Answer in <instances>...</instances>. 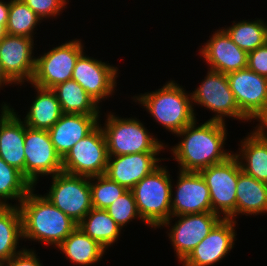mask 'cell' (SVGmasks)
<instances>
[{"mask_svg":"<svg viewBox=\"0 0 267 266\" xmlns=\"http://www.w3.org/2000/svg\"><path fill=\"white\" fill-rule=\"evenodd\" d=\"M176 217L180 219L171 226L168 235L176 251L178 261L182 263L222 219V216L213 212H203Z\"/></svg>","mask_w":267,"mask_h":266,"instance_id":"14","label":"cell"},{"mask_svg":"<svg viewBox=\"0 0 267 266\" xmlns=\"http://www.w3.org/2000/svg\"><path fill=\"white\" fill-rule=\"evenodd\" d=\"M42 20L23 0H10L7 34L25 36L33 39L36 25Z\"/></svg>","mask_w":267,"mask_h":266,"instance_id":"31","label":"cell"},{"mask_svg":"<svg viewBox=\"0 0 267 266\" xmlns=\"http://www.w3.org/2000/svg\"><path fill=\"white\" fill-rule=\"evenodd\" d=\"M9 105L2 103L0 114V157L25 177V123Z\"/></svg>","mask_w":267,"mask_h":266,"instance_id":"18","label":"cell"},{"mask_svg":"<svg viewBox=\"0 0 267 266\" xmlns=\"http://www.w3.org/2000/svg\"><path fill=\"white\" fill-rule=\"evenodd\" d=\"M210 70L228 74L247 67L248 53L239 48L224 29L217 30L201 48Z\"/></svg>","mask_w":267,"mask_h":266,"instance_id":"20","label":"cell"},{"mask_svg":"<svg viewBox=\"0 0 267 266\" xmlns=\"http://www.w3.org/2000/svg\"><path fill=\"white\" fill-rule=\"evenodd\" d=\"M106 120L101 128L105 135L108 156L160 152L166 147L153 135H149L137 118L124 119L111 113Z\"/></svg>","mask_w":267,"mask_h":266,"instance_id":"5","label":"cell"},{"mask_svg":"<svg viewBox=\"0 0 267 266\" xmlns=\"http://www.w3.org/2000/svg\"><path fill=\"white\" fill-rule=\"evenodd\" d=\"M256 128L250 133L251 135L248 134V137L241 141L239 152L241 155L235 153L234 156L242 172L267 183V132L265 131L267 126L257 125Z\"/></svg>","mask_w":267,"mask_h":266,"instance_id":"22","label":"cell"},{"mask_svg":"<svg viewBox=\"0 0 267 266\" xmlns=\"http://www.w3.org/2000/svg\"><path fill=\"white\" fill-rule=\"evenodd\" d=\"M176 193L171 198V218L185 214L212 212L209 188L199 172L179 170Z\"/></svg>","mask_w":267,"mask_h":266,"instance_id":"16","label":"cell"},{"mask_svg":"<svg viewBox=\"0 0 267 266\" xmlns=\"http://www.w3.org/2000/svg\"><path fill=\"white\" fill-rule=\"evenodd\" d=\"M33 47V39L25 36L7 34L0 40V63L14 84L31 82L36 61L32 55Z\"/></svg>","mask_w":267,"mask_h":266,"instance_id":"13","label":"cell"},{"mask_svg":"<svg viewBox=\"0 0 267 266\" xmlns=\"http://www.w3.org/2000/svg\"><path fill=\"white\" fill-rule=\"evenodd\" d=\"M83 50L81 41L75 39L36 58L31 85L52 89L60 83L71 80L76 60Z\"/></svg>","mask_w":267,"mask_h":266,"instance_id":"10","label":"cell"},{"mask_svg":"<svg viewBox=\"0 0 267 266\" xmlns=\"http://www.w3.org/2000/svg\"><path fill=\"white\" fill-rule=\"evenodd\" d=\"M33 86L37 96L23 122L33 129L49 130L63 114L60 103L52 89Z\"/></svg>","mask_w":267,"mask_h":266,"instance_id":"23","label":"cell"},{"mask_svg":"<svg viewBox=\"0 0 267 266\" xmlns=\"http://www.w3.org/2000/svg\"><path fill=\"white\" fill-rule=\"evenodd\" d=\"M202 84L191 94V101L212 112L214 117L209 120L225 122V117L233 119H248L240 112L235 97L230 89L226 74L208 69Z\"/></svg>","mask_w":267,"mask_h":266,"instance_id":"12","label":"cell"},{"mask_svg":"<svg viewBox=\"0 0 267 266\" xmlns=\"http://www.w3.org/2000/svg\"><path fill=\"white\" fill-rule=\"evenodd\" d=\"M10 2L0 0V22L7 26Z\"/></svg>","mask_w":267,"mask_h":266,"instance_id":"37","label":"cell"},{"mask_svg":"<svg viewBox=\"0 0 267 266\" xmlns=\"http://www.w3.org/2000/svg\"><path fill=\"white\" fill-rule=\"evenodd\" d=\"M99 115L63 113L48 130L57 154L63 159L70 149L98 124Z\"/></svg>","mask_w":267,"mask_h":266,"instance_id":"21","label":"cell"},{"mask_svg":"<svg viewBox=\"0 0 267 266\" xmlns=\"http://www.w3.org/2000/svg\"><path fill=\"white\" fill-rule=\"evenodd\" d=\"M235 224L222 218L183 261V266H211L220 262L233 248Z\"/></svg>","mask_w":267,"mask_h":266,"instance_id":"17","label":"cell"},{"mask_svg":"<svg viewBox=\"0 0 267 266\" xmlns=\"http://www.w3.org/2000/svg\"><path fill=\"white\" fill-rule=\"evenodd\" d=\"M33 187L18 205L23 239L36 240L58 247L77 227V223Z\"/></svg>","mask_w":267,"mask_h":266,"instance_id":"2","label":"cell"},{"mask_svg":"<svg viewBox=\"0 0 267 266\" xmlns=\"http://www.w3.org/2000/svg\"><path fill=\"white\" fill-rule=\"evenodd\" d=\"M106 250L117 241L121 227L104 209L92 208L77 225Z\"/></svg>","mask_w":267,"mask_h":266,"instance_id":"27","label":"cell"},{"mask_svg":"<svg viewBox=\"0 0 267 266\" xmlns=\"http://www.w3.org/2000/svg\"><path fill=\"white\" fill-rule=\"evenodd\" d=\"M196 122L195 119L176 134L182 136L183 140L171 148L181 171L199 172L233 155L223 149L227 138L225 122L208 120L198 127Z\"/></svg>","mask_w":267,"mask_h":266,"instance_id":"1","label":"cell"},{"mask_svg":"<svg viewBox=\"0 0 267 266\" xmlns=\"http://www.w3.org/2000/svg\"><path fill=\"white\" fill-rule=\"evenodd\" d=\"M226 75L240 112L267 126V78L248 67Z\"/></svg>","mask_w":267,"mask_h":266,"instance_id":"9","label":"cell"},{"mask_svg":"<svg viewBox=\"0 0 267 266\" xmlns=\"http://www.w3.org/2000/svg\"><path fill=\"white\" fill-rule=\"evenodd\" d=\"M37 257L34 251L22 248V251L5 262V266H42Z\"/></svg>","mask_w":267,"mask_h":266,"instance_id":"36","label":"cell"},{"mask_svg":"<svg viewBox=\"0 0 267 266\" xmlns=\"http://www.w3.org/2000/svg\"><path fill=\"white\" fill-rule=\"evenodd\" d=\"M106 211L121 228L132 219L140 218L131 190H126Z\"/></svg>","mask_w":267,"mask_h":266,"instance_id":"33","label":"cell"},{"mask_svg":"<svg viewBox=\"0 0 267 266\" xmlns=\"http://www.w3.org/2000/svg\"><path fill=\"white\" fill-rule=\"evenodd\" d=\"M117 71V67L91 58L83 52L76 60L71 79L79 83L99 104L114 92Z\"/></svg>","mask_w":267,"mask_h":266,"instance_id":"15","label":"cell"},{"mask_svg":"<svg viewBox=\"0 0 267 266\" xmlns=\"http://www.w3.org/2000/svg\"><path fill=\"white\" fill-rule=\"evenodd\" d=\"M57 248L67 256L66 259L82 266L97 263L106 250L78 226Z\"/></svg>","mask_w":267,"mask_h":266,"instance_id":"25","label":"cell"},{"mask_svg":"<svg viewBox=\"0 0 267 266\" xmlns=\"http://www.w3.org/2000/svg\"><path fill=\"white\" fill-rule=\"evenodd\" d=\"M22 235V219L18 205L0 206V260L6 262L16 251Z\"/></svg>","mask_w":267,"mask_h":266,"instance_id":"28","label":"cell"},{"mask_svg":"<svg viewBox=\"0 0 267 266\" xmlns=\"http://www.w3.org/2000/svg\"><path fill=\"white\" fill-rule=\"evenodd\" d=\"M240 172L241 167L234 154L221 163L199 171L209 188L212 212L219 216L220 213L224 214V219L237 218L236 186Z\"/></svg>","mask_w":267,"mask_h":266,"instance_id":"6","label":"cell"},{"mask_svg":"<svg viewBox=\"0 0 267 266\" xmlns=\"http://www.w3.org/2000/svg\"><path fill=\"white\" fill-rule=\"evenodd\" d=\"M63 113L100 115L98 103L74 80H68L52 88Z\"/></svg>","mask_w":267,"mask_h":266,"instance_id":"26","label":"cell"},{"mask_svg":"<svg viewBox=\"0 0 267 266\" xmlns=\"http://www.w3.org/2000/svg\"><path fill=\"white\" fill-rule=\"evenodd\" d=\"M25 178L34 187L39 176L62 172V158L51 142L48 130L33 129L25 124Z\"/></svg>","mask_w":267,"mask_h":266,"instance_id":"11","label":"cell"},{"mask_svg":"<svg viewBox=\"0 0 267 266\" xmlns=\"http://www.w3.org/2000/svg\"><path fill=\"white\" fill-rule=\"evenodd\" d=\"M0 266H5V262L0 260Z\"/></svg>","mask_w":267,"mask_h":266,"instance_id":"40","label":"cell"},{"mask_svg":"<svg viewBox=\"0 0 267 266\" xmlns=\"http://www.w3.org/2000/svg\"><path fill=\"white\" fill-rule=\"evenodd\" d=\"M175 81H169L154 92L134 96L166 130L177 134L195 119L191 94ZM136 97V98H135Z\"/></svg>","mask_w":267,"mask_h":266,"instance_id":"3","label":"cell"},{"mask_svg":"<svg viewBox=\"0 0 267 266\" xmlns=\"http://www.w3.org/2000/svg\"><path fill=\"white\" fill-rule=\"evenodd\" d=\"M159 153L143 152L108 156L105 175L127 190H131L142 178L159 166L158 161L161 159L156 157Z\"/></svg>","mask_w":267,"mask_h":266,"instance_id":"19","label":"cell"},{"mask_svg":"<svg viewBox=\"0 0 267 266\" xmlns=\"http://www.w3.org/2000/svg\"><path fill=\"white\" fill-rule=\"evenodd\" d=\"M7 35L6 26L0 22V40Z\"/></svg>","mask_w":267,"mask_h":266,"instance_id":"39","label":"cell"},{"mask_svg":"<svg viewBox=\"0 0 267 266\" xmlns=\"http://www.w3.org/2000/svg\"><path fill=\"white\" fill-rule=\"evenodd\" d=\"M107 163V143L101 124L79 140L62 159L63 172L89 178L105 174Z\"/></svg>","mask_w":267,"mask_h":266,"instance_id":"7","label":"cell"},{"mask_svg":"<svg viewBox=\"0 0 267 266\" xmlns=\"http://www.w3.org/2000/svg\"><path fill=\"white\" fill-rule=\"evenodd\" d=\"M172 186L168 170L160 165L131 189L140 220L152 228L170 225Z\"/></svg>","mask_w":267,"mask_h":266,"instance_id":"4","label":"cell"},{"mask_svg":"<svg viewBox=\"0 0 267 266\" xmlns=\"http://www.w3.org/2000/svg\"><path fill=\"white\" fill-rule=\"evenodd\" d=\"M247 67L258 75L267 78V42L248 52Z\"/></svg>","mask_w":267,"mask_h":266,"instance_id":"35","label":"cell"},{"mask_svg":"<svg viewBox=\"0 0 267 266\" xmlns=\"http://www.w3.org/2000/svg\"><path fill=\"white\" fill-rule=\"evenodd\" d=\"M32 188V184L21 171L8 165L0 157V206H11L7 199L18 200L19 205Z\"/></svg>","mask_w":267,"mask_h":266,"instance_id":"30","label":"cell"},{"mask_svg":"<svg viewBox=\"0 0 267 266\" xmlns=\"http://www.w3.org/2000/svg\"><path fill=\"white\" fill-rule=\"evenodd\" d=\"M2 83L3 84H14L8 77L7 75L4 73L3 69H2V66H1V63H0V87L2 86Z\"/></svg>","mask_w":267,"mask_h":266,"instance_id":"38","label":"cell"},{"mask_svg":"<svg viewBox=\"0 0 267 266\" xmlns=\"http://www.w3.org/2000/svg\"><path fill=\"white\" fill-rule=\"evenodd\" d=\"M224 30L231 40L247 53L267 42V24L262 19L253 22L242 20Z\"/></svg>","mask_w":267,"mask_h":266,"instance_id":"29","label":"cell"},{"mask_svg":"<svg viewBox=\"0 0 267 266\" xmlns=\"http://www.w3.org/2000/svg\"><path fill=\"white\" fill-rule=\"evenodd\" d=\"M51 177V188L44 196L78 224L93 208L90 178L63 171Z\"/></svg>","mask_w":267,"mask_h":266,"instance_id":"8","label":"cell"},{"mask_svg":"<svg viewBox=\"0 0 267 266\" xmlns=\"http://www.w3.org/2000/svg\"><path fill=\"white\" fill-rule=\"evenodd\" d=\"M126 190L124 186L111 180L105 174L90 177V192L93 208L106 210Z\"/></svg>","mask_w":267,"mask_h":266,"instance_id":"32","label":"cell"},{"mask_svg":"<svg viewBox=\"0 0 267 266\" xmlns=\"http://www.w3.org/2000/svg\"><path fill=\"white\" fill-rule=\"evenodd\" d=\"M24 3L36 13L42 20L43 18L55 17L62 12L66 6V0H23Z\"/></svg>","mask_w":267,"mask_h":266,"instance_id":"34","label":"cell"},{"mask_svg":"<svg viewBox=\"0 0 267 266\" xmlns=\"http://www.w3.org/2000/svg\"><path fill=\"white\" fill-rule=\"evenodd\" d=\"M267 212V183L240 172L236 186V216Z\"/></svg>","mask_w":267,"mask_h":266,"instance_id":"24","label":"cell"}]
</instances>
